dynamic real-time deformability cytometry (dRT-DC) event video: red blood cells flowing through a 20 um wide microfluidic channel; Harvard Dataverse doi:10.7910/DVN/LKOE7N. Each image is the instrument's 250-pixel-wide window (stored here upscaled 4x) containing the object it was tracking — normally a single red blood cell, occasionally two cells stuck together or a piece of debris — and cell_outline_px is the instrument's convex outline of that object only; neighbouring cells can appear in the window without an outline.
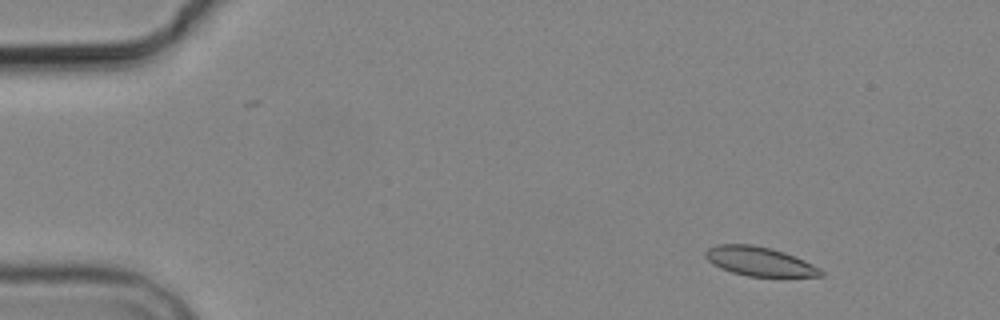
{"species": "common noctule bat (a hibernating species)", "species_latin": "Nyctalus noctula", "temperature_condition": "cold", "stored_images_in_passage": 5, "camera_frame_rate_fps": 3000, "um_per_image_px": 0.085, "animal": {"sex": "male", "body_mass_g": 19.2, "forearm_length_mm": 51.8}, "frame": {"image": 1, "passage_image": 2, "time_ms": 1.333, "image_size_px": [1000, 320], "cell_outline_px": [[824, 276], [748, 276], [732, 272], [720, 268], [712, 264], [704, 256], [704, 252], [708, 248], [716, 244], [752, 244], [772, 248], [784, 252], [804, 260], [820, 268], [824, 272]], "centroid_in_image_um": [64.53, 22.2], "position_along_channel_um": 20.5, "area_um2": 19.59}}
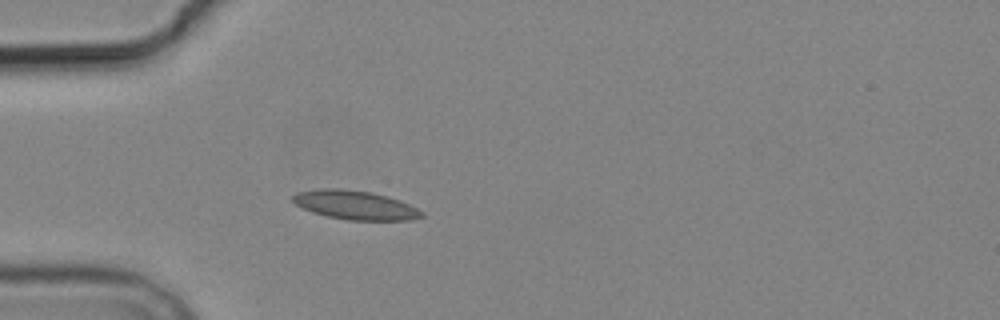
{"frame": {"image": 2, "passage_image": 5, "time_ms": 4.667, "image_size_px": [1000, 320], "cell_outline_px": [[424, 216], [412, 220], [348, 220], [328, 216], [312, 212], [296, 204], [292, 200], [292, 196], [296, 192], [316, 188], [340, 188], [372, 192], [388, 196], [400, 200], [424, 212]], "centroid_in_image_um": [30.19, 17.42], "position_along_channel_um": 54.8, "area_um2": 21.85}}